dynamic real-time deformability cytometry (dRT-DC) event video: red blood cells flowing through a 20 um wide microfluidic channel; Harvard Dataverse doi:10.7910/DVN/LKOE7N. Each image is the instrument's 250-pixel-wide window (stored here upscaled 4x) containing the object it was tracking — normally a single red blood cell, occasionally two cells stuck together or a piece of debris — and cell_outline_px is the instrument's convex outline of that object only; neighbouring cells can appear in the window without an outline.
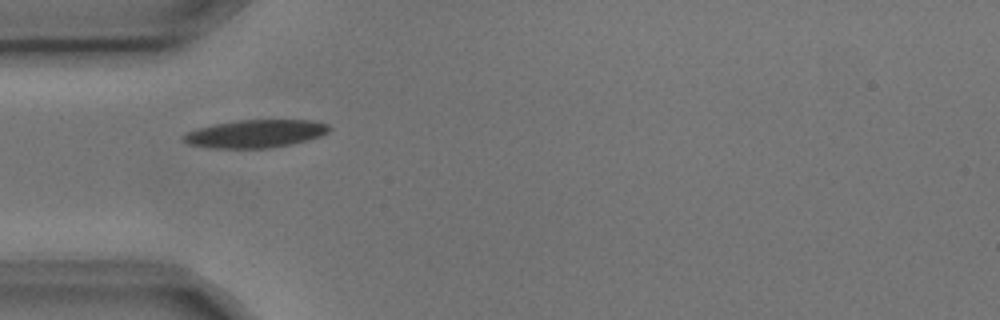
{"species": "common noctule bat (a hibernating species)", "species_latin": "Nyctalus noctula", "temperature_condition": "cold", "stored_images_in_passage": 2, "camera_frame_rate_fps": 3000, "um_per_image_px": 0.085, "animal": {"sex": "male", "body_mass_g": 17.9, "forearm_length_mm": 54.2}, "frame": {"image": 1, "passage_image": 1, "time_ms": 0.0, "image_size_px": [1000, 320], "cell_outline_px": [[332, 128], [328, 132], [320, 136], [308, 140], [292, 144], [272, 148], [212, 148], [188, 144], [180, 136], [184, 132], [196, 128], [212, 124], [236, 120], [312, 120], [328, 124]], "centroid_in_image_um": [21.69, 11.36], "position_along_channel_um": 63.3, "area_um2": 24.04}}
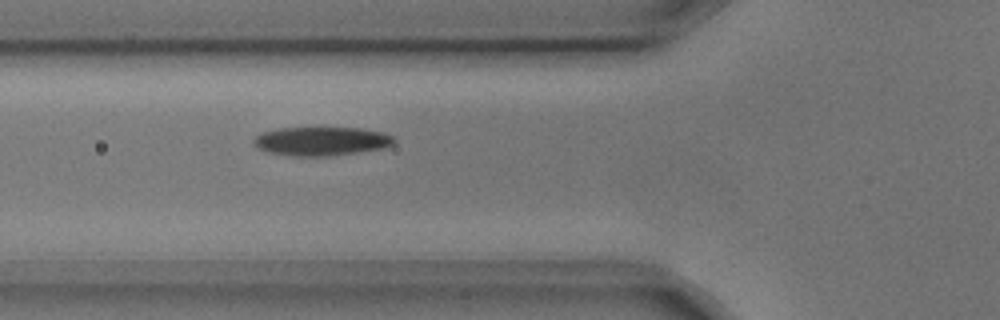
{"frame": {"image": 2, "passage_image": 2, "time_ms": 0.333, "image_size_px": [1000, 320], "cell_outline_px": [[396, 140], [392, 144], [384, 148], [328, 156], [288, 156], [268, 152], [256, 148], [252, 144], [252, 140], [260, 132], [280, 128], [360, 128], [384, 132], [392, 136]], "centroid_in_image_um": [27.26, 12.0], "position_along_channel_um": 98.5, "area_um2": 23.7}}